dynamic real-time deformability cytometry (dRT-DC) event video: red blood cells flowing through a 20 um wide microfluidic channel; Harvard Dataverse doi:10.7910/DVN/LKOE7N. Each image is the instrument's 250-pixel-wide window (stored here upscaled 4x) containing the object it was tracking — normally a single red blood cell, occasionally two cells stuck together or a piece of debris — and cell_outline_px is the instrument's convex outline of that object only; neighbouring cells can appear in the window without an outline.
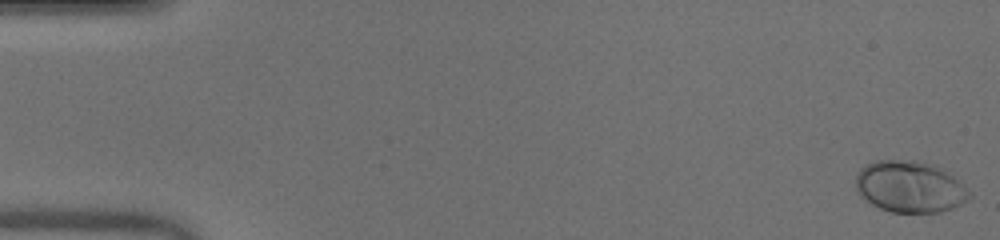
{"species": "human", "species_latin": "Homo sapiens", "temperature_condition": "warm", "stored_images_in_passage": 51, "camera_frame_rate_fps": 3000, "um_per_image_px": 0.085, "donor": {"sex": "male"}, "frame": {"image": 1, "passage_image": 1, "time_ms": 0.0, "image_size_px": [1000, 240], "cell_outline_px": [[972, 196], [968, 200], [952, 208], [940, 212], [892, 212], [880, 208], [872, 204], [860, 196], [856, 192], [856, 176], [860, 168], [876, 160], [916, 160], [936, 164], [952, 176], [972, 192]], "centroid_in_image_um": [77.33, 15.86], "position_along_channel_um": 7.7, "area_um2": 34.28}}
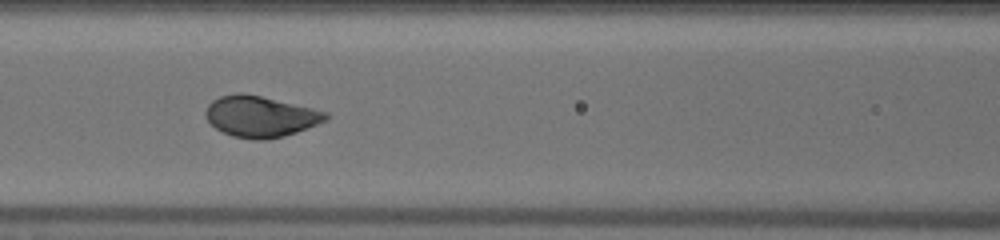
{"frame": {"image": 2, "passage_image": 23, "time_ms": 7.333, "image_size_px": [1000, 240], "cell_outline_px": [[332, 116], [328, 120], [296, 132], [284, 136], [264, 140], [252, 140], [232, 136], [216, 128], [208, 120], [204, 112], [208, 104], [212, 100], [220, 96], [236, 92], [240, 92], [260, 96], [312, 108], [328, 112]], "centroid_in_image_um": [22.14, 9.9], "position_along_channel_um": 144.5, "area_um2": 28.78}}
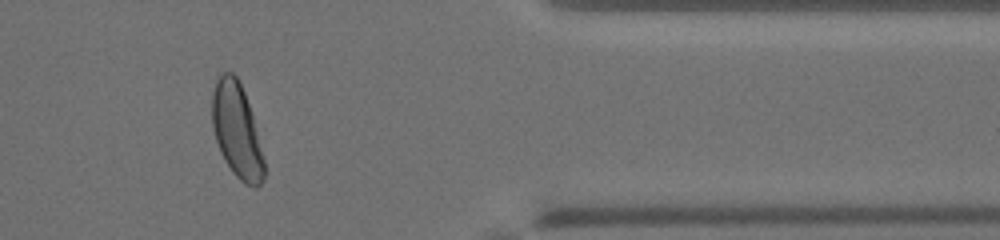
{"frame": {"image": 3, "passage_image": 43, "time_ms": 14.0, "image_size_px": [1000, 240], "cell_outline_px": [[264, 180], [256, 188], [244, 184], [232, 172], [224, 160], [220, 152], [212, 128], [212, 92], [216, 80], [220, 72], [232, 72], [236, 76], [244, 92], [252, 112], [264, 160]], "centroid_in_image_um": [20.12, 11.1], "position_along_channel_um": 391.3, "area_um2": 28.78}, "authors_computed_cell_mechanics": {"area_um2": 29.5358, "velocity_mm_per_s": 4.0158, "shape_relaxation_time_tau1_ms": 2.0493, "shape_relaxation_time_tau2_ms": null, "deformation_change_tau1": 0.1476, "deformation_change_tau2": null}}